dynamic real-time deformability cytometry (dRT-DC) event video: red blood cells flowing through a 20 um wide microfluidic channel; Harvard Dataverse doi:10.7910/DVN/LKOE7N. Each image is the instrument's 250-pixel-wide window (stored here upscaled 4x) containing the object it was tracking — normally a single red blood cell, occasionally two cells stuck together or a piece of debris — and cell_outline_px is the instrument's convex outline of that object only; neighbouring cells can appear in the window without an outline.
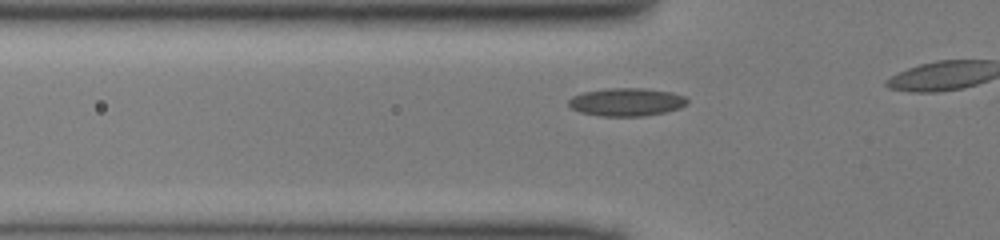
{"species": "common noctule bat (a hibernating species)", "species_latin": "Nyctalus noctula", "temperature_condition": "cold", "stored_images_in_passage": 8, "camera_frame_rate_fps": 3000, "um_per_image_px": 0.085, "animal": {"sex": "male", "body_mass_g": 13.0, "forearm_length_mm": 53.1}, "frame": {"image": 1, "passage_image": 7, "time_ms": 2.0, "image_size_px": [1000, 240], "cell_outline_px": [[688, 104], [680, 108], [664, 112], [644, 116], [600, 116], [580, 112], [572, 108], [568, 104], [568, 100], [572, 96], [584, 92], [608, 88], [644, 88], [672, 92], [684, 96], [688, 100]], "centroid_in_image_um": [53.26, 8.67], "position_along_channel_um": 72.5, "area_um2": 19.42}}